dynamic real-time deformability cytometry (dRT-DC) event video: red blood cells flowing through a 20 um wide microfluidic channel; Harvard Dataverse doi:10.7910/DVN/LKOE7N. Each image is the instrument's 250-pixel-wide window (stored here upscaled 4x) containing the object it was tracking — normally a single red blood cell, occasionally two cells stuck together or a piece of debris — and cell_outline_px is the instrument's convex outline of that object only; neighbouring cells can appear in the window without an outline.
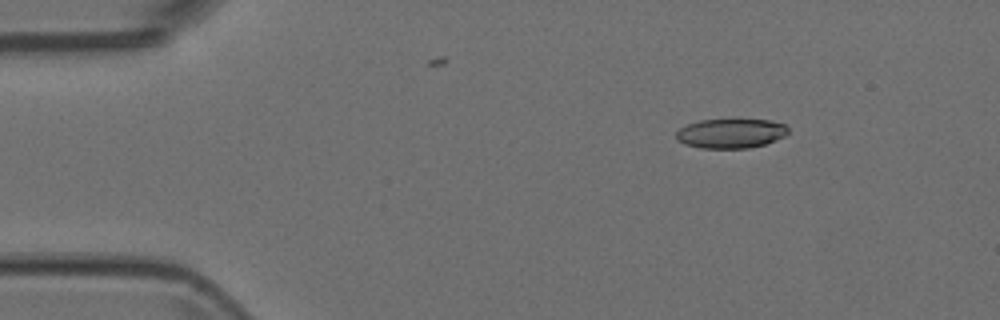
{"species": "Egyptian fruit bat (a non-hibernating species)", "species_latin": "Rousettus aegyptiacus", "temperature_condition": "room temperature", "stored_images_in_passage": 5, "camera_frame_rate_fps": 3000, "um_per_image_px": 0.085, "animal": {"sex": "female"}, "frame": {"image": 1, "passage_image": 3, "time_ms": 0.667, "image_size_px": [1000, 320], "cell_outline_px": [[788, 132], [784, 136], [764, 144], [748, 148], [700, 148], [684, 144], [676, 140], [676, 132], [680, 128], [688, 124], [700, 120], [736, 116], [768, 120], [784, 124], [788, 128]], "centroid_in_image_um": [62.1, 11.28], "position_along_channel_um": 22.9, "area_um2": 20.06}}